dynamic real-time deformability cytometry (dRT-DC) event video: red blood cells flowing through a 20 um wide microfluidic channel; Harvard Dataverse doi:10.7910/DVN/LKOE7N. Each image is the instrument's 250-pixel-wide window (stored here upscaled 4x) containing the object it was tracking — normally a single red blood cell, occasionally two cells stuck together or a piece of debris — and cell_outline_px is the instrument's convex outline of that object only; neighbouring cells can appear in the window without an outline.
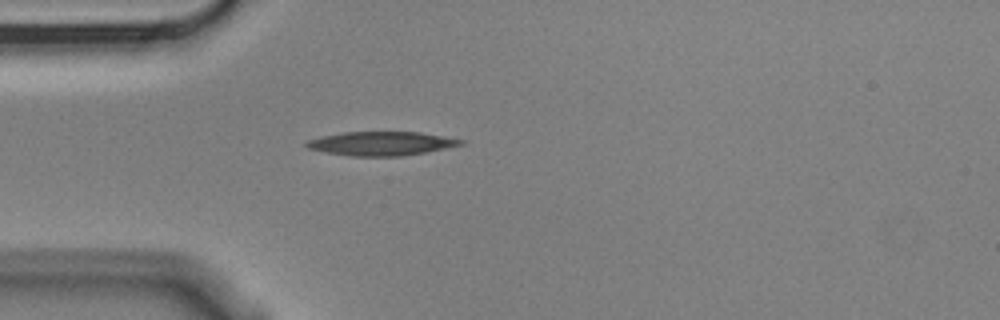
{"species": "Egyptian fruit bat (a non-hibernating species)", "species_latin": "Rousettus aegyptiacus", "temperature_condition": "cold", "stored_images_in_passage": 1, "camera_frame_rate_fps": 3000, "um_per_image_px": 0.085, "animal": {"sex": "male"}, "frame": {"image": 1, "passage_image": 1, "time_ms": 0.0, "image_size_px": [1000, 320], "cell_outline_px": [[464, 144], [424, 152], [400, 156], [352, 156], [324, 152], [308, 148], [304, 144], [308, 140], [320, 136], [344, 132], [420, 132], [464, 140]], "centroid_in_image_um": [32.36, 12.19], "position_along_channel_um": 52.6, "area_um2": 21.27}}